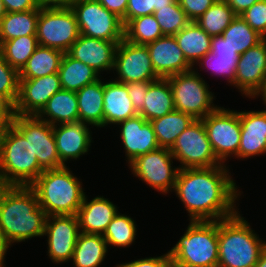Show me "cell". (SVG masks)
<instances>
[{
  "mask_svg": "<svg viewBox=\"0 0 266 267\" xmlns=\"http://www.w3.org/2000/svg\"><path fill=\"white\" fill-rule=\"evenodd\" d=\"M228 168L222 164L179 169L173 191L189 213V221H218L239 212L235 203L241 191Z\"/></svg>",
  "mask_w": 266,
  "mask_h": 267,
  "instance_id": "cell-1",
  "label": "cell"
},
{
  "mask_svg": "<svg viewBox=\"0 0 266 267\" xmlns=\"http://www.w3.org/2000/svg\"><path fill=\"white\" fill-rule=\"evenodd\" d=\"M46 218L30 186L0 185V235L10 246L44 236Z\"/></svg>",
  "mask_w": 266,
  "mask_h": 267,
  "instance_id": "cell-2",
  "label": "cell"
},
{
  "mask_svg": "<svg viewBox=\"0 0 266 267\" xmlns=\"http://www.w3.org/2000/svg\"><path fill=\"white\" fill-rule=\"evenodd\" d=\"M238 212L218 220V267H255L266 242Z\"/></svg>",
  "mask_w": 266,
  "mask_h": 267,
  "instance_id": "cell-3",
  "label": "cell"
},
{
  "mask_svg": "<svg viewBox=\"0 0 266 267\" xmlns=\"http://www.w3.org/2000/svg\"><path fill=\"white\" fill-rule=\"evenodd\" d=\"M30 187L47 216L76 215L85 197L82 182L67 166L44 170Z\"/></svg>",
  "mask_w": 266,
  "mask_h": 267,
  "instance_id": "cell-4",
  "label": "cell"
},
{
  "mask_svg": "<svg viewBox=\"0 0 266 267\" xmlns=\"http://www.w3.org/2000/svg\"><path fill=\"white\" fill-rule=\"evenodd\" d=\"M43 171L29 139L12 124L5 126L0 134V185L30 186Z\"/></svg>",
  "mask_w": 266,
  "mask_h": 267,
  "instance_id": "cell-5",
  "label": "cell"
},
{
  "mask_svg": "<svg viewBox=\"0 0 266 267\" xmlns=\"http://www.w3.org/2000/svg\"><path fill=\"white\" fill-rule=\"evenodd\" d=\"M169 255L192 267H218V221H190Z\"/></svg>",
  "mask_w": 266,
  "mask_h": 267,
  "instance_id": "cell-6",
  "label": "cell"
},
{
  "mask_svg": "<svg viewBox=\"0 0 266 267\" xmlns=\"http://www.w3.org/2000/svg\"><path fill=\"white\" fill-rule=\"evenodd\" d=\"M172 94L174 109L191 115L194 119H203L218 106L214 105V94L209 85L193 68L190 71L167 77Z\"/></svg>",
  "mask_w": 266,
  "mask_h": 267,
  "instance_id": "cell-7",
  "label": "cell"
},
{
  "mask_svg": "<svg viewBox=\"0 0 266 267\" xmlns=\"http://www.w3.org/2000/svg\"><path fill=\"white\" fill-rule=\"evenodd\" d=\"M79 36L76 15L71 7L39 9L36 37L40 46L66 53Z\"/></svg>",
  "mask_w": 266,
  "mask_h": 267,
  "instance_id": "cell-8",
  "label": "cell"
},
{
  "mask_svg": "<svg viewBox=\"0 0 266 267\" xmlns=\"http://www.w3.org/2000/svg\"><path fill=\"white\" fill-rule=\"evenodd\" d=\"M202 121L216 158L222 164L233 154L238 158L241 141L240 112L218 106Z\"/></svg>",
  "mask_w": 266,
  "mask_h": 267,
  "instance_id": "cell-9",
  "label": "cell"
},
{
  "mask_svg": "<svg viewBox=\"0 0 266 267\" xmlns=\"http://www.w3.org/2000/svg\"><path fill=\"white\" fill-rule=\"evenodd\" d=\"M71 8L76 15L80 34L107 41L124 39L122 19L97 0H75Z\"/></svg>",
  "mask_w": 266,
  "mask_h": 267,
  "instance_id": "cell-10",
  "label": "cell"
},
{
  "mask_svg": "<svg viewBox=\"0 0 266 267\" xmlns=\"http://www.w3.org/2000/svg\"><path fill=\"white\" fill-rule=\"evenodd\" d=\"M179 169L207 168L222 165L216 158L202 119H195L169 149Z\"/></svg>",
  "mask_w": 266,
  "mask_h": 267,
  "instance_id": "cell-11",
  "label": "cell"
},
{
  "mask_svg": "<svg viewBox=\"0 0 266 267\" xmlns=\"http://www.w3.org/2000/svg\"><path fill=\"white\" fill-rule=\"evenodd\" d=\"M173 160L175 158L168 148L159 147L138 156L128 165L139 180L144 181L154 190L167 194L174 190L179 171V167L173 168Z\"/></svg>",
  "mask_w": 266,
  "mask_h": 267,
  "instance_id": "cell-12",
  "label": "cell"
},
{
  "mask_svg": "<svg viewBox=\"0 0 266 267\" xmlns=\"http://www.w3.org/2000/svg\"><path fill=\"white\" fill-rule=\"evenodd\" d=\"M12 125L29 139L33 154L43 170L64 167L57 152L53 126L37 116L15 115Z\"/></svg>",
  "mask_w": 266,
  "mask_h": 267,
  "instance_id": "cell-13",
  "label": "cell"
},
{
  "mask_svg": "<svg viewBox=\"0 0 266 267\" xmlns=\"http://www.w3.org/2000/svg\"><path fill=\"white\" fill-rule=\"evenodd\" d=\"M114 71L121 83L156 81L160 77L153 69L146 45H137L123 39L116 47Z\"/></svg>",
  "mask_w": 266,
  "mask_h": 267,
  "instance_id": "cell-14",
  "label": "cell"
},
{
  "mask_svg": "<svg viewBox=\"0 0 266 267\" xmlns=\"http://www.w3.org/2000/svg\"><path fill=\"white\" fill-rule=\"evenodd\" d=\"M79 234L76 215L47 216L44 235L48 239V256L53 263L60 264L72 260Z\"/></svg>",
  "mask_w": 266,
  "mask_h": 267,
  "instance_id": "cell-15",
  "label": "cell"
},
{
  "mask_svg": "<svg viewBox=\"0 0 266 267\" xmlns=\"http://www.w3.org/2000/svg\"><path fill=\"white\" fill-rule=\"evenodd\" d=\"M266 83V39L239 55L235 87L248 98H256ZM256 96V97H255Z\"/></svg>",
  "mask_w": 266,
  "mask_h": 267,
  "instance_id": "cell-16",
  "label": "cell"
},
{
  "mask_svg": "<svg viewBox=\"0 0 266 267\" xmlns=\"http://www.w3.org/2000/svg\"><path fill=\"white\" fill-rule=\"evenodd\" d=\"M61 89L58 73L36 79L19 80V96L15 104V114L37 116L48 100Z\"/></svg>",
  "mask_w": 266,
  "mask_h": 267,
  "instance_id": "cell-17",
  "label": "cell"
},
{
  "mask_svg": "<svg viewBox=\"0 0 266 267\" xmlns=\"http://www.w3.org/2000/svg\"><path fill=\"white\" fill-rule=\"evenodd\" d=\"M120 42L100 40L80 34L66 53L92 67L99 74L104 70L110 72L114 68L115 51Z\"/></svg>",
  "mask_w": 266,
  "mask_h": 267,
  "instance_id": "cell-18",
  "label": "cell"
},
{
  "mask_svg": "<svg viewBox=\"0 0 266 267\" xmlns=\"http://www.w3.org/2000/svg\"><path fill=\"white\" fill-rule=\"evenodd\" d=\"M116 125H121L120 139L124 145L128 164L140 155L159 148L156 134L150 121L141 115L126 119Z\"/></svg>",
  "mask_w": 266,
  "mask_h": 267,
  "instance_id": "cell-19",
  "label": "cell"
},
{
  "mask_svg": "<svg viewBox=\"0 0 266 267\" xmlns=\"http://www.w3.org/2000/svg\"><path fill=\"white\" fill-rule=\"evenodd\" d=\"M146 46L153 69L160 78H167L193 69L185 59L174 36L164 35Z\"/></svg>",
  "mask_w": 266,
  "mask_h": 267,
  "instance_id": "cell-20",
  "label": "cell"
},
{
  "mask_svg": "<svg viewBox=\"0 0 266 267\" xmlns=\"http://www.w3.org/2000/svg\"><path fill=\"white\" fill-rule=\"evenodd\" d=\"M89 125L82 122L63 123L53 126L60 162L66 166L68 160H77L88 153L92 135Z\"/></svg>",
  "mask_w": 266,
  "mask_h": 267,
  "instance_id": "cell-21",
  "label": "cell"
},
{
  "mask_svg": "<svg viewBox=\"0 0 266 267\" xmlns=\"http://www.w3.org/2000/svg\"><path fill=\"white\" fill-rule=\"evenodd\" d=\"M240 123L238 159L266 154V110L240 111Z\"/></svg>",
  "mask_w": 266,
  "mask_h": 267,
  "instance_id": "cell-22",
  "label": "cell"
},
{
  "mask_svg": "<svg viewBox=\"0 0 266 267\" xmlns=\"http://www.w3.org/2000/svg\"><path fill=\"white\" fill-rule=\"evenodd\" d=\"M117 213V206L103 196H96L88 202L85 195L76 214L80 232L103 235Z\"/></svg>",
  "mask_w": 266,
  "mask_h": 267,
  "instance_id": "cell-23",
  "label": "cell"
},
{
  "mask_svg": "<svg viewBox=\"0 0 266 267\" xmlns=\"http://www.w3.org/2000/svg\"><path fill=\"white\" fill-rule=\"evenodd\" d=\"M104 127L138 115L129 98L125 83L114 80L104 82Z\"/></svg>",
  "mask_w": 266,
  "mask_h": 267,
  "instance_id": "cell-24",
  "label": "cell"
},
{
  "mask_svg": "<svg viewBox=\"0 0 266 267\" xmlns=\"http://www.w3.org/2000/svg\"><path fill=\"white\" fill-rule=\"evenodd\" d=\"M79 122L104 127V82L102 79L85 85L76 92Z\"/></svg>",
  "mask_w": 266,
  "mask_h": 267,
  "instance_id": "cell-25",
  "label": "cell"
},
{
  "mask_svg": "<svg viewBox=\"0 0 266 267\" xmlns=\"http://www.w3.org/2000/svg\"><path fill=\"white\" fill-rule=\"evenodd\" d=\"M37 117L52 126L63 123L79 122L76 92L63 89L56 92L48 100L47 104Z\"/></svg>",
  "mask_w": 266,
  "mask_h": 267,
  "instance_id": "cell-26",
  "label": "cell"
},
{
  "mask_svg": "<svg viewBox=\"0 0 266 267\" xmlns=\"http://www.w3.org/2000/svg\"><path fill=\"white\" fill-rule=\"evenodd\" d=\"M174 37L185 59L193 68L200 58L211 52L212 37L195 21H190Z\"/></svg>",
  "mask_w": 266,
  "mask_h": 267,
  "instance_id": "cell-27",
  "label": "cell"
},
{
  "mask_svg": "<svg viewBox=\"0 0 266 267\" xmlns=\"http://www.w3.org/2000/svg\"><path fill=\"white\" fill-rule=\"evenodd\" d=\"M173 94L167 78L154 81L144 98L143 109L138 113L146 121L165 116L174 111Z\"/></svg>",
  "mask_w": 266,
  "mask_h": 267,
  "instance_id": "cell-28",
  "label": "cell"
},
{
  "mask_svg": "<svg viewBox=\"0 0 266 267\" xmlns=\"http://www.w3.org/2000/svg\"><path fill=\"white\" fill-rule=\"evenodd\" d=\"M58 74L61 88L74 92L99 80L101 77L92 67L70 57L67 53L63 55Z\"/></svg>",
  "mask_w": 266,
  "mask_h": 267,
  "instance_id": "cell-29",
  "label": "cell"
},
{
  "mask_svg": "<svg viewBox=\"0 0 266 267\" xmlns=\"http://www.w3.org/2000/svg\"><path fill=\"white\" fill-rule=\"evenodd\" d=\"M64 52L55 48L38 46L19 72V80L36 79L58 73Z\"/></svg>",
  "mask_w": 266,
  "mask_h": 267,
  "instance_id": "cell-30",
  "label": "cell"
},
{
  "mask_svg": "<svg viewBox=\"0 0 266 267\" xmlns=\"http://www.w3.org/2000/svg\"><path fill=\"white\" fill-rule=\"evenodd\" d=\"M108 245L100 234H87L80 232L73 253L74 267H99L106 253Z\"/></svg>",
  "mask_w": 266,
  "mask_h": 267,
  "instance_id": "cell-31",
  "label": "cell"
},
{
  "mask_svg": "<svg viewBox=\"0 0 266 267\" xmlns=\"http://www.w3.org/2000/svg\"><path fill=\"white\" fill-rule=\"evenodd\" d=\"M195 119L186 113L174 110L165 116L150 121L161 148L170 149L178 136L187 129Z\"/></svg>",
  "mask_w": 266,
  "mask_h": 267,
  "instance_id": "cell-32",
  "label": "cell"
},
{
  "mask_svg": "<svg viewBox=\"0 0 266 267\" xmlns=\"http://www.w3.org/2000/svg\"><path fill=\"white\" fill-rule=\"evenodd\" d=\"M38 17L39 9L7 12L0 20V41L36 35Z\"/></svg>",
  "mask_w": 266,
  "mask_h": 267,
  "instance_id": "cell-33",
  "label": "cell"
},
{
  "mask_svg": "<svg viewBox=\"0 0 266 267\" xmlns=\"http://www.w3.org/2000/svg\"><path fill=\"white\" fill-rule=\"evenodd\" d=\"M38 46L36 35L21 36L8 41H0V53L12 68L20 72Z\"/></svg>",
  "mask_w": 266,
  "mask_h": 267,
  "instance_id": "cell-34",
  "label": "cell"
},
{
  "mask_svg": "<svg viewBox=\"0 0 266 267\" xmlns=\"http://www.w3.org/2000/svg\"><path fill=\"white\" fill-rule=\"evenodd\" d=\"M221 35L226 40V43L233 50H236L239 55L256 46L264 39L240 15L233 19Z\"/></svg>",
  "mask_w": 266,
  "mask_h": 267,
  "instance_id": "cell-35",
  "label": "cell"
},
{
  "mask_svg": "<svg viewBox=\"0 0 266 267\" xmlns=\"http://www.w3.org/2000/svg\"><path fill=\"white\" fill-rule=\"evenodd\" d=\"M164 36L154 14L131 19L124 26V39L137 45H147Z\"/></svg>",
  "mask_w": 266,
  "mask_h": 267,
  "instance_id": "cell-36",
  "label": "cell"
},
{
  "mask_svg": "<svg viewBox=\"0 0 266 267\" xmlns=\"http://www.w3.org/2000/svg\"><path fill=\"white\" fill-rule=\"evenodd\" d=\"M236 16L225 0H216L195 22L213 37L221 35Z\"/></svg>",
  "mask_w": 266,
  "mask_h": 267,
  "instance_id": "cell-37",
  "label": "cell"
},
{
  "mask_svg": "<svg viewBox=\"0 0 266 267\" xmlns=\"http://www.w3.org/2000/svg\"><path fill=\"white\" fill-rule=\"evenodd\" d=\"M136 229V223L133 218L118 212L102 236L108 247L111 245L125 248L135 242Z\"/></svg>",
  "mask_w": 266,
  "mask_h": 267,
  "instance_id": "cell-38",
  "label": "cell"
},
{
  "mask_svg": "<svg viewBox=\"0 0 266 267\" xmlns=\"http://www.w3.org/2000/svg\"><path fill=\"white\" fill-rule=\"evenodd\" d=\"M239 55H215L212 52L207 53L200 58L198 63L200 68L210 69L213 75L224 76L228 84L235 87L236 65Z\"/></svg>",
  "mask_w": 266,
  "mask_h": 267,
  "instance_id": "cell-39",
  "label": "cell"
},
{
  "mask_svg": "<svg viewBox=\"0 0 266 267\" xmlns=\"http://www.w3.org/2000/svg\"><path fill=\"white\" fill-rule=\"evenodd\" d=\"M154 16L160 25L163 35L174 36L190 23L178 1L173 5L154 11Z\"/></svg>",
  "mask_w": 266,
  "mask_h": 267,
  "instance_id": "cell-40",
  "label": "cell"
},
{
  "mask_svg": "<svg viewBox=\"0 0 266 267\" xmlns=\"http://www.w3.org/2000/svg\"><path fill=\"white\" fill-rule=\"evenodd\" d=\"M0 93L14 106L19 96V72L0 53Z\"/></svg>",
  "mask_w": 266,
  "mask_h": 267,
  "instance_id": "cell-41",
  "label": "cell"
},
{
  "mask_svg": "<svg viewBox=\"0 0 266 267\" xmlns=\"http://www.w3.org/2000/svg\"><path fill=\"white\" fill-rule=\"evenodd\" d=\"M251 28L266 38V0H260L240 15Z\"/></svg>",
  "mask_w": 266,
  "mask_h": 267,
  "instance_id": "cell-42",
  "label": "cell"
},
{
  "mask_svg": "<svg viewBox=\"0 0 266 267\" xmlns=\"http://www.w3.org/2000/svg\"><path fill=\"white\" fill-rule=\"evenodd\" d=\"M158 8V0H128L125 17L122 19L124 26L134 18L154 14Z\"/></svg>",
  "mask_w": 266,
  "mask_h": 267,
  "instance_id": "cell-43",
  "label": "cell"
},
{
  "mask_svg": "<svg viewBox=\"0 0 266 267\" xmlns=\"http://www.w3.org/2000/svg\"><path fill=\"white\" fill-rule=\"evenodd\" d=\"M154 81H141L127 83V91L137 113L143 109L144 98L147 96L149 86Z\"/></svg>",
  "mask_w": 266,
  "mask_h": 267,
  "instance_id": "cell-44",
  "label": "cell"
},
{
  "mask_svg": "<svg viewBox=\"0 0 266 267\" xmlns=\"http://www.w3.org/2000/svg\"><path fill=\"white\" fill-rule=\"evenodd\" d=\"M190 21H195L211 7L216 0H177Z\"/></svg>",
  "mask_w": 266,
  "mask_h": 267,
  "instance_id": "cell-45",
  "label": "cell"
},
{
  "mask_svg": "<svg viewBox=\"0 0 266 267\" xmlns=\"http://www.w3.org/2000/svg\"><path fill=\"white\" fill-rule=\"evenodd\" d=\"M168 262V252L157 257L141 258L128 263L118 264L116 267H166Z\"/></svg>",
  "mask_w": 266,
  "mask_h": 267,
  "instance_id": "cell-46",
  "label": "cell"
},
{
  "mask_svg": "<svg viewBox=\"0 0 266 267\" xmlns=\"http://www.w3.org/2000/svg\"><path fill=\"white\" fill-rule=\"evenodd\" d=\"M15 106L0 93V125H11L15 118Z\"/></svg>",
  "mask_w": 266,
  "mask_h": 267,
  "instance_id": "cell-47",
  "label": "cell"
},
{
  "mask_svg": "<svg viewBox=\"0 0 266 267\" xmlns=\"http://www.w3.org/2000/svg\"><path fill=\"white\" fill-rule=\"evenodd\" d=\"M7 12H22L40 9L37 0H2Z\"/></svg>",
  "mask_w": 266,
  "mask_h": 267,
  "instance_id": "cell-48",
  "label": "cell"
},
{
  "mask_svg": "<svg viewBox=\"0 0 266 267\" xmlns=\"http://www.w3.org/2000/svg\"><path fill=\"white\" fill-rule=\"evenodd\" d=\"M211 52L215 55H239L226 43L222 35L212 37Z\"/></svg>",
  "mask_w": 266,
  "mask_h": 267,
  "instance_id": "cell-49",
  "label": "cell"
},
{
  "mask_svg": "<svg viewBox=\"0 0 266 267\" xmlns=\"http://www.w3.org/2000/svg\"><path fill=\"white\" fill-rule=\"evenodd\" d=\"M108 11L114 13L120 19L126 14L128 0H97Z\"/></svg>",
  "mask_w": 266,
  "mask_h": 267,
  "instance_id": "cell-50",
  "label": "cell"
},
{
  "mask_svg": "<svg viewBox=\"0 0 266 267\" xmlns=\"http://www.w3.org/2000/svg\"><path fill=\"white\" fill-rule=\"evenodd\" d=\"M236 15H241L249 7L260 0H225Z\"/></svg>",
  "mask_w": 266,
  "mask_h": 267,
  "instance_id": "cell-51",
  "label": "cell"
},
{
  "mask_svg": "<svg viewBox=\"0 0 266 267\" xmlns=\"http://www.w3.org/2000/svg\"><path fill=\"white\" fill-rule=\"evenodd\" d=\"M75 0H37L40 8L71 7Z\"/></svg>",
  "mask_w": 266,
  "mask_h": 267,
  "instance_id": "cell-52",
  "label": "cell"
},
{
  "mask_svg": "<svg viewBox=\"0 0 266 267\" xmlns=\"http://www.w3.org/2000/svg\"><path fill=\"white\" fill-rule=\"evenodd\" d=\"M7 241L0 235V267H4L5 254L9 248Z\"/></svg>",
  "mask_w": 266,
  "mask_h": 267,
  "instance_id": "cell-53",
  "label": "cell"
},
{
  "mask_svg": "<svg viewBox=\"0 0 266 267\" xmlns=\"http://www.w3.org/2000/svg\"><path fill=\"white\" fill-rule=\"evenodd\" d=\"M166 267H192V266L177 261L175 258L171 257L168 252V262Z\"/></svg>",
  "mask_w": 266,
  "mask_h": 267,
  "instance_id": "cell-54",
  "label": "cell"
},
{
  "mask_svg": "<svg viewBox=\"0 0 266 267\" xmlns=\"http://www.w3.org/2000/svg\"><path fill=\"white\" fill-rule=\"evenodd\" d=\"M177 2V0H158V8H155V11H158L159 8L167 7L169 5H173Z\"/></svg>",
  "mask_w": 266,
  "mask_h": 267,
  "instance_id": "cell-55",
  "label": "cell"
},
{
  "mask_svg": "<svg viewBox=\"0 0 266 267\" xmlns=\"http://www.w3.org/2000/svg\"><path fill=\"white\" fill-rule=\"evenodd\" d=\"M255 267H266V247L263 249Z\"/></svg>",
  "mask_w": 266,
  "mask_h": 267,
  "instance_id": "cell-56",
  "label": "cell"
},
{
  "mask_svg": "<svg viewBox=\"0 0 266 267\" xmlns=\"http://www.w3.org/2000/svg\"><path fill=\"white\" fill-rule=\"evenodd\" d=\"M7 14L5 5L2 0H0V20Z\"/></svg>",
  "mask_w": 266,
  "mask_h": 267,
  "instance_id": "cell-57",
  "label": "cell"
},
{
  "mask_svg": "<svg viewBox=\"0 0 266 267\" xmlns=\"http://www.w3.org/2000/svg\"><path fill=\"white\" fill-rule=\"evenodd\" d=\"M258 96L262 97V100L264 102L263 104H265V106H266V83H265L263 90L257 95V97Z\"/></svg>",
  "mask_w": 266,
  "mask_h": 267,
  "instance_id": "cell-58",
  "label": "cell"
},
{
  "mask_svg": "<svg viewBox=\"0 0 266 267\" xmlns=\"http://www.w3.org/2000/svg\"><path fill=\"white\" fill-rule=\"evenodd\" d=\"M2 129H3V127L0 125V134H1Z\"/></svg>",
  "mask_w": 266,
  "mask_h": 267,
  "instance_id": "cell-59",
  "label": "cell"
}]
</instances>
